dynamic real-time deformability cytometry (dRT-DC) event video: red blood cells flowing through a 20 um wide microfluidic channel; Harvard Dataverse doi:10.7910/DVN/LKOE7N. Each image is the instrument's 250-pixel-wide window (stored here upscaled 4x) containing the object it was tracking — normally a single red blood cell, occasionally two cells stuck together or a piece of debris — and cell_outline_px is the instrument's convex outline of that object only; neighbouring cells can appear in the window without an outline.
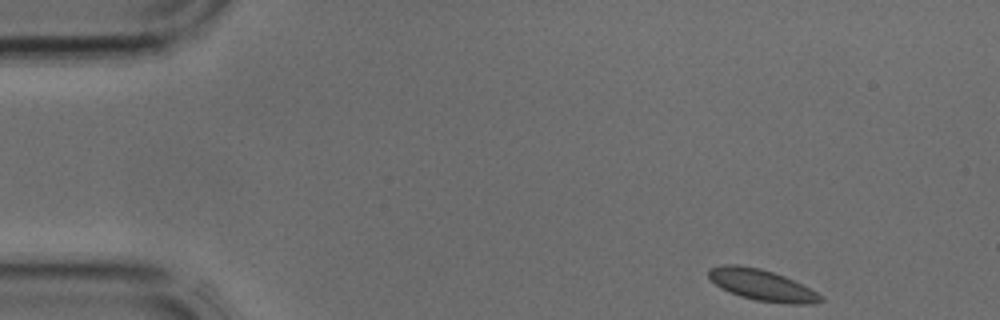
{"species": "common noctule bat (a hibernating species)", "species_latin": "Nyctalus noctula", "temperature_condition": "cold", "stored_images_in_passage": 3, "camera_frame_rate_fps": 3000, "um_per_image_px": 0.085, "animal": {"sex": "male", "body_mass_g": 17.9, "forearm_length_mm": 54.2}, "frame": {"image": 1, "passage_image": 1, "time_ms": 0.0, "image_size_px": [1000, 320], "cell_outline_px": [[824, 300], [816, 304], [792, 304], [756, 300], [740, 296], [720, 288], [708, 276], [708, 268], [724, 264], [736, 264], [760, 268], [784, 276], [824, 296]], "centroid_in_image_um": [64.75, 24.23], "position_along_channel_um": 20.2, "area_um2": 20.23}}